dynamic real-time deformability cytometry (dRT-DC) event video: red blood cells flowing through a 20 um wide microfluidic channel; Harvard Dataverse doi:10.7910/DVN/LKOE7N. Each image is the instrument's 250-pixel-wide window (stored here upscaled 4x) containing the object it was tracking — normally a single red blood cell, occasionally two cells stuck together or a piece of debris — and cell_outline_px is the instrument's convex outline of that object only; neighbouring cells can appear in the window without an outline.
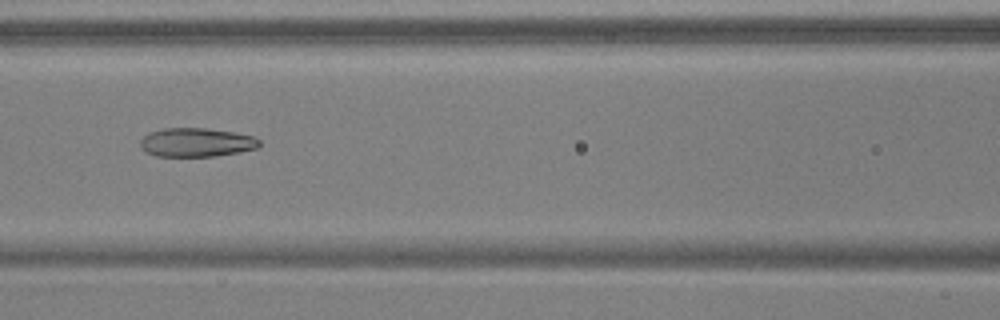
{"species": "common noctule bat (a hibernating species)", "species_latin": "Nyctalus noctula", "temperature_condition": "warm", "stored_images_in_passage": 49, "camera_frame_rate_fps": 3000, "um_per_image_px": 0.085, "animal": {"sex": "male", "body_mass_g": 17.9, "forearm_length_mm": 54.2}, "frame": {"image": 1, "passage_image": 20, "time_ms": 6.333, "image_size_px": [1000, 320], "cell_outline_px": [[260, 144], [256, 148], [240, 152], [212, 156], [156, 156], [144, 152], [140, 148], [140, 140], [148, 132], [164, 128], [204, 128], [232, 132], [252, 136], [260, 140]], "centroid_in_image_um": [16.63, 12.1], "position_along_channel_um": 150.0, "area_um2": 20.0}}
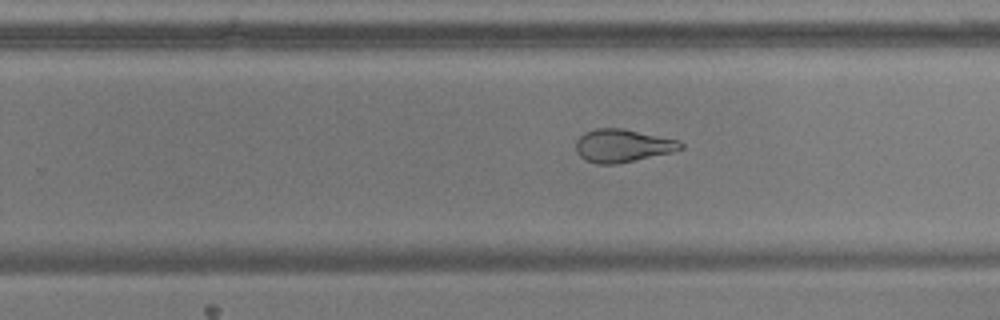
{"frame": {"image": 2, "passage_image": 30, "time_ms": 9.667, "image_size_px": [1000, 320], "cell_outline_px": [[684, 148], [672, 152], [616, 164], [596, 164], [584, 160], [576, 152], [576, 140], [584, 132], [596, 128], [624, 128], [680, 140], [684, 144]], "centroid_in_image_um": [52.92, 12.37], "position_along_channel_um": 276.9, "area_um2": 20.35}}
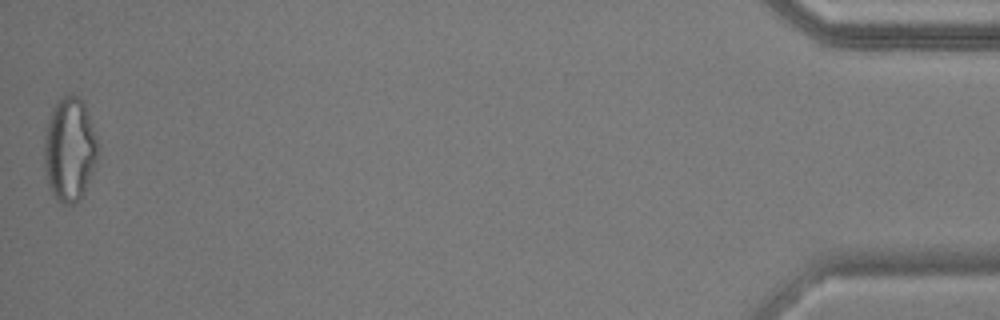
{"frame": {"image": 3, "passage_image": 49, "time_ms": 16.0, "image_size_px": [1000, 320], "cell_outline_px": [[96, 156], [92, 172], [84, 192], [80, 200], [72, 204], [60, 204], [56, 200], [48, 188], [44, 168], [44, 136], [48, 120], [56, 104], [64, 96], [80, 96], [84, 104], [96, 136]], "centroid_in_image_um": [5.87, 12.77], "position_along_channel_um": 429.3, "area_um2": 32.14}, "authors_computed_cell_mechanics": {"area_um2": 23.4668, "velocity_mm_per_s": 3.8218, "shape_relaxation_time_tau1_ms": null, "shape_relaxation_time_tau2_ms": 1.6706, "deformation_change_tau1": null, "deformation_change_tau2": 0.0905}}